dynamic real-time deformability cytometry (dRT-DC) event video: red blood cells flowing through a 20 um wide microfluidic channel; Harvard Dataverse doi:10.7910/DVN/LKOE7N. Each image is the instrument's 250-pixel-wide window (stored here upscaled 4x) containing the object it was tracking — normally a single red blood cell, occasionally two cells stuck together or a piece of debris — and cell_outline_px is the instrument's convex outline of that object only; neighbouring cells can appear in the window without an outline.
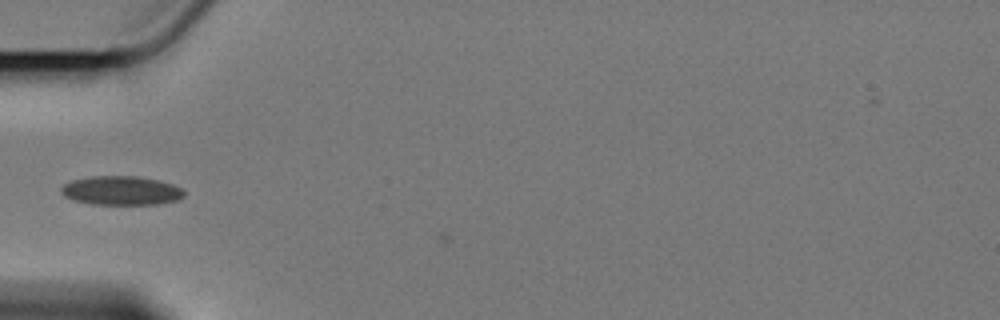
{"species": "Egyptian fruit bat (a non-hibernating species)", "species_latin": "Rousettus aegyptiacus", "temperature_condition": "cold", "stored_images_in_passage": 14, "camera_frame_rate_fps": 3000, "um_per_image_px": 0.085, "animal": {"sex": "female"}, "frame": {"image": 1, "passage_image": 12, "time_ms": 3.667, "image_size_px": [1000, 320], "cell_outline_px": [[184, 196], [180, 200], [156, 204], [92, 204], [72, 200], [64, 196], [60, 192], [60, 188], [64, 184], [72, 180], [92, 176], [136, 176], [156, 180], [172, 184], [180, 188], [184, 192]], "centroid_in_image_um": [10.27, 16.2], "position_along_channel_um": 74.7, "area_um2": 20.75}}